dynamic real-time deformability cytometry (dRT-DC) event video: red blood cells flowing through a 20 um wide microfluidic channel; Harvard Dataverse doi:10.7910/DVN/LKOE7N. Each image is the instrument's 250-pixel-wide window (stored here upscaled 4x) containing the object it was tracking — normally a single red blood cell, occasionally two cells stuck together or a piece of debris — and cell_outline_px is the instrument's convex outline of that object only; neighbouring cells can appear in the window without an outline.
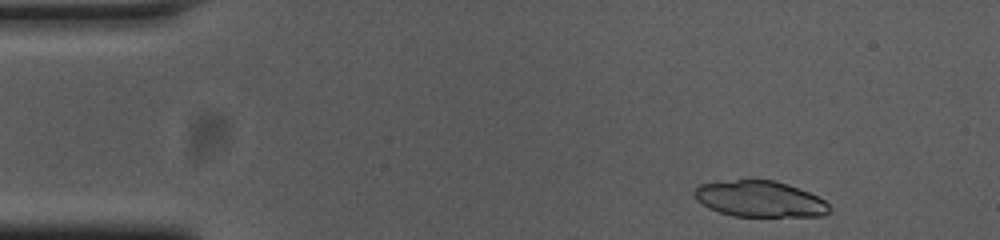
{"species": "common noctule bat (a hibernating species)", "species_latin": "Nyctalus noctula", "temperature_condition": "cold", "stored_images_in_passage": 48, "camera_frame_rate_fps": 3000, "um_per_image_px": 0.085, "animal": {"sex": "female", "body_mass_g": 23.0, "forearm_length_mm": 53.4}, "frame": {"image": 1, "passage_image": 1, "time_ms": 0.0, "image_size_px": [1000, 240], "cell_outline_px": [[828, 212], [824, 216], [732, 216], [708, 208], [696, 200], [692, 192], [700, 184], [736, 180], [776, 180], [788, 184], [808, 192], [824, 200], [828, 204]], "centroid_in_image_um": [64.55, 16.91], "position_along_channel_um": 20.4, "area_um2": 28.21}}